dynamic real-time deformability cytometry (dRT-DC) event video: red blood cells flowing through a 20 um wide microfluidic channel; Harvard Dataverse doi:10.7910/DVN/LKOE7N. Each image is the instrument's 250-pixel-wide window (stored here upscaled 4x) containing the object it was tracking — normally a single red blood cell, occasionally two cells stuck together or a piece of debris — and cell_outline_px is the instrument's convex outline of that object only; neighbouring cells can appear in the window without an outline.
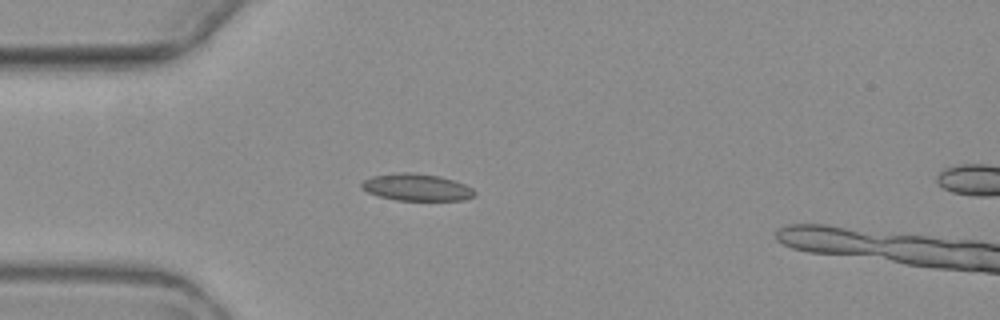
{"species": "common noctule bat (a hibernating species)", "species_latin": "Nyctalus noctula", "temperature_condition": "warm", "stored_images_in_passage": 5, "camera_frame_rate_fps": 3000, "um_per_image_px": 0.085, "animal": {"sex": "female", "body_mass_g": 19.3, "forearm_length_mm": 54.1}, "frame": {"image": 1, "passage_image": 4, "time_ms": 4.333, "image_size_px": [1000, 320], "cell_outline_px": [[476, 192], [472, 196], [464, 200], [396, 200], [380, 196], [368, 192], [360, 188], [360, 184], [364, 180], [372, 176], [400, 172], [412, 172], [440, 176], [464, 184], [472, 188]], "centroid_in_image_um": [35.39, 15.91], "position_along_channel_um": 49.6, "area_um2": 17.69}}